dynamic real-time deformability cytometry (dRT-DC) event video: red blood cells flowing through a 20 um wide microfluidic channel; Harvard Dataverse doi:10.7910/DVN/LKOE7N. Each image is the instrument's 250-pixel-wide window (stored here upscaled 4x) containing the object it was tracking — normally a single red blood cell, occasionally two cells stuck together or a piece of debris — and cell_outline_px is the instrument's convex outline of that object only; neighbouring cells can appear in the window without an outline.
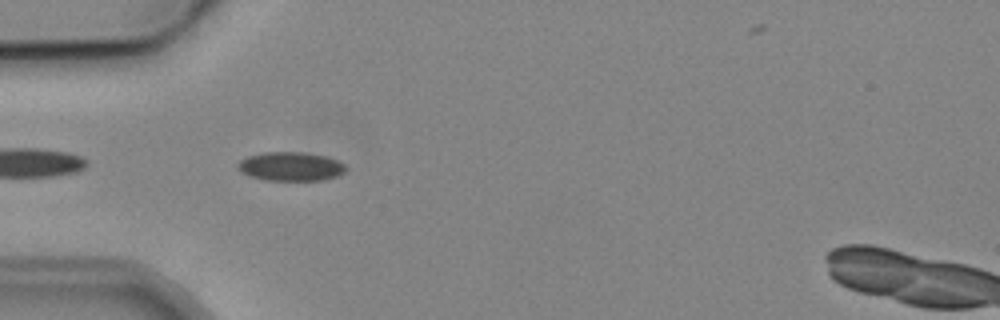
{"species": "common noctule bat (a hibernating species)", "species_latin": "Nyctalus noctula", "temperature_condition": "cold", "stored_images_in_passage": 6, "camera_frame_rate_fps": 3000, "um_per_image_px": 0.085, "animal": {"sex": "male", "body_mass_g": 19.2, "forearm_length_mm": 51.8}, "frame": {"image": 1, "passage_image": 5, "time_ms": 4.667, "image_size_px": [1000, 320], "cell_outline_px": [[344, 172], [336, 176], [320, 180], [264, 180], [240, 172], [236, 168], [236, 164], [240, 160], [248, 156], [264, 152], [300, 152], [328, 156], [344, 164]], "centroid_in_image_um": [24.66, 14.14], "position_along_channel_um": 60.3, "area_um2": 18.09}}